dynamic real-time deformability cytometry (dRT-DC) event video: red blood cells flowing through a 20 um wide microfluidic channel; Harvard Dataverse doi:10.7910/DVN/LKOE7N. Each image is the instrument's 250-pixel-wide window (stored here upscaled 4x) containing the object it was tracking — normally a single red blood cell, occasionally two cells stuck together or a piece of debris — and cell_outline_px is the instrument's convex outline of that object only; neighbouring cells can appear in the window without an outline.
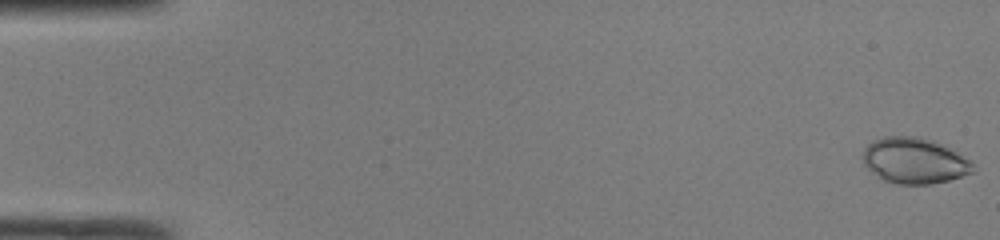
{"species": "common noctule bat (a hibernating species)", "species_latin": "Nyctalus noctula", "temperature_condition": "room temperature", "stored_images_in_passage": 49, "camera_frame_rate_fps": 3000, "um_per_image_px": 0.085, "animal": {"sex": "male", "body_mass_g": 19.0, "forearm_length_mm": 50.8}, "frame": {"image": 1, "passage_image": 1, "time_ms": 0.0, "image_size_px": [1000, 240], "cell_outline_px": [[976, 172], [948, 180], [932, 184], [896, 184], [884, 180], [872, 172], [864, 164], [860, 156], [864, 148], [872, 140], [884, 136], [920, 136], [932, 140], [972, 160]], "centroid_in_image_um": [77.71, 13.65], "position_along_channel_um": 7.3, "area_um2": 29.71}}
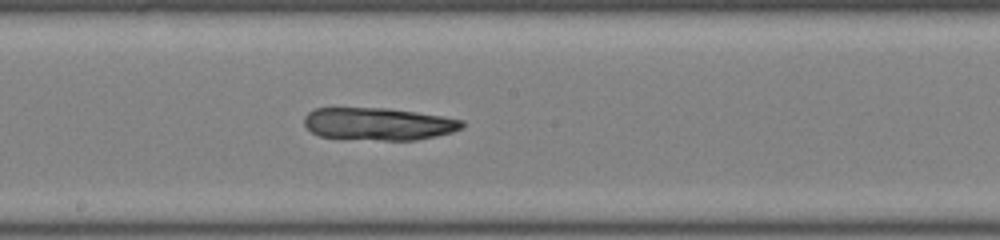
{"frame": {"image": 2, "passage_image": 27, "time_ms": 8.667, "image_size_px": [1000, 240], "cell_outline_px": [[464, 128], [452, 132], [436, 136], [416, 140], [384, 140], [320, 136], [312, 132], [304, 124], [304, 116], [308, 112], [316, 108], [388, 108], [416, 112], [464, 120]], "centroid_in_image_um": [32.19, 10.53], "position_along_channel_um": 216.0, "area_um2": 29.71}}
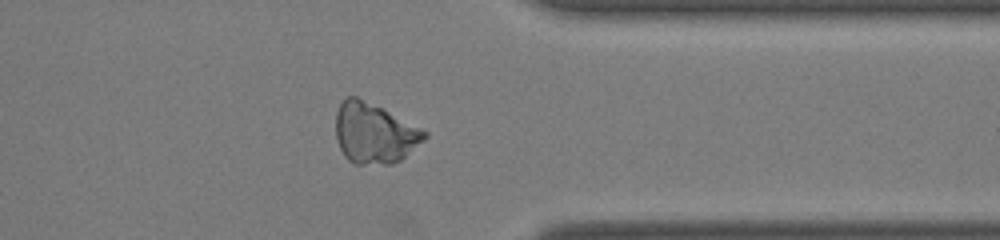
{"frame": {"image": 3, "passage_image": 39, "time_ms": 12.667, "image_size_px": [1000, 240], "cell_outline_px": [[428, 136], [424, 140], [400, 160], [392, 164], [356, 164], [348, 160], [344, 156], [336, 140], [336, 112], [340, 104], [348, 96], [356, 96], [428, 132]], "centroid_in_image_um": [31.79, 11.35], "position_along_channel_um": 379.6, "area_um2": 30.75}}